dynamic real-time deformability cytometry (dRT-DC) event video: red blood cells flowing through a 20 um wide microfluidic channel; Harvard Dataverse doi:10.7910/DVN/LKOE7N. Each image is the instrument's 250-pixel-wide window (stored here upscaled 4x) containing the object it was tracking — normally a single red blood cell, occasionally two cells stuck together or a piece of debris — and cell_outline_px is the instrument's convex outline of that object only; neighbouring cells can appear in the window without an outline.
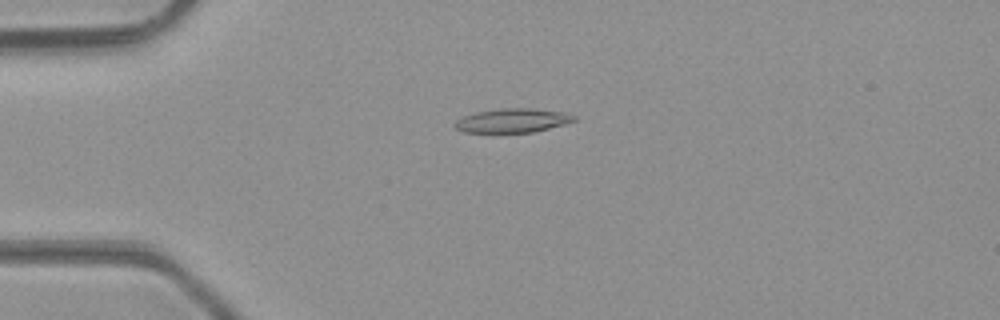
{"species": "common noctule bat (a hibernating species)", "species_latin": "Nyctalus noctula", "temperature_condition": "room temperature", "stored_images_in_passage": 44, "camera_frame_rate_fps": 3000, "um_per_image_px": 0.085, "animal": {"sex": "male", "body_mass_g": 23.1, "forearm_length_mm": 52.7}, "frame": {"image": 1, "passage_image": 8, "time_ms": 2.333, "image_size_px": [1000, 320], "cell_outline_px": [[576, 120], [564, 124], [532, 132], [464, 132], [456, 128], [452, 124], [456, 120], [464, 116], [476, 112], [500, 108], [532, 108], [564, 112], [576, 116]], "centroid_in_image_um": [43.55, 10.23], "position_along_channel_um": 41.4, "area_um2": 16.59}}
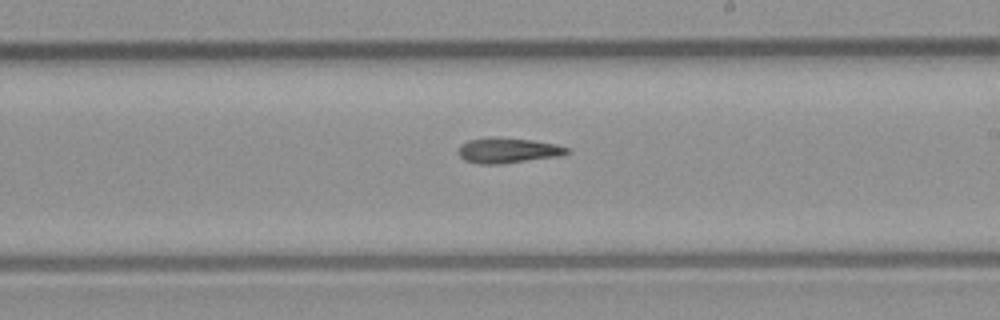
{"frame": {"image": 2, "passage_image": 24, "time_ms": 7.667, "image_size_px": [1000, 320], "cell_outline_px": [[568, 152], [560, 156], [500, 164], [476, 164], [464, 160], [456, 152], [460, 144], [468, 140], [492, 136], [500, 136], [532, 140], [556, 144], [568, 148]], "centroid_in_image_um": [43.1, 12.77], "position_along_channel_um": 245.9, "area_um2": 16.3}}
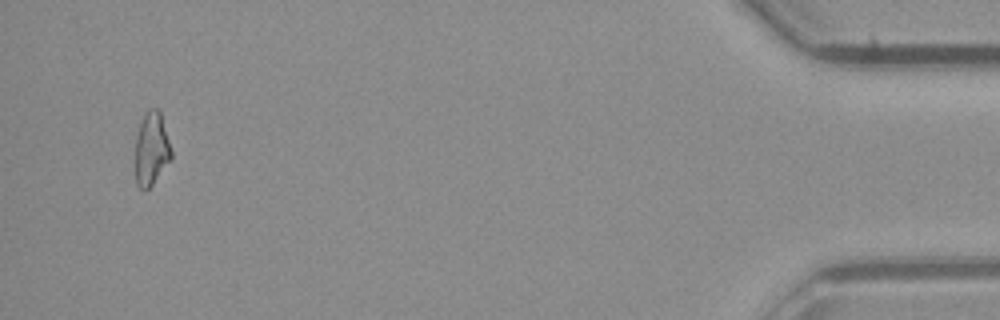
{"frame": {"image": 3, "passage_image": 42, "time_ms": 13.667, "image_size_px": [1000, 320], "cell_outline_px": [[172, 160], [152, 184], [144, 192], [136, 184], [136, 136], [140, 124], [148, 108], [156, 108], [160, 112], [172, 152]], "centroid_in_image_um": [12.88, 12.68], "position_along_channel_um": 422.3, "area_um2": 15.26}}